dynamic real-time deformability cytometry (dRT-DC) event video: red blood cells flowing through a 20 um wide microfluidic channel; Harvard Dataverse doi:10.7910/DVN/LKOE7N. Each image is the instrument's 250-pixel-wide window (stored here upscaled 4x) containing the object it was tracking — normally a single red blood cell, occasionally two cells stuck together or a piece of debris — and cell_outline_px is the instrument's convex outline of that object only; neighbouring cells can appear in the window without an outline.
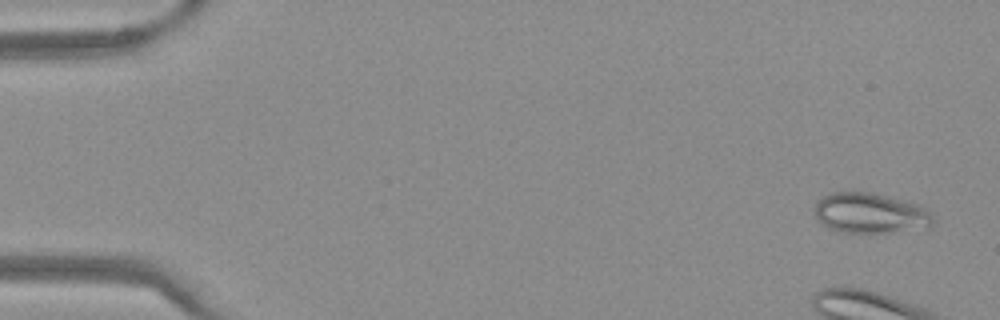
{"species": "Egyptian fruit bat (a non-hibernating species)", "species_latin": "Rousettus aegyptiacus", "temperature_condition": "warm", "stored_images_in_passage": 53, "camera_frame_rate_fps": 3000, "um_per_image_px": 0.085, "frame": {"image": 1, "passage_image": 3, "time_ms": 0.667, "image_size_px": [1000, 320], "cell_outline_px": [[936, 224], [928, 228], [892, 232], [840, 232], [828, 228], [820, 224], [816, 216], [816, 200], [832, 192], [872, 192], [904, 200], [916, 204], [924, 208], [936, 220]], "centroid_in_image_um": [73.99, 18.13], "position_along_channel_um": 11.0, "area_um2": 27.98}}
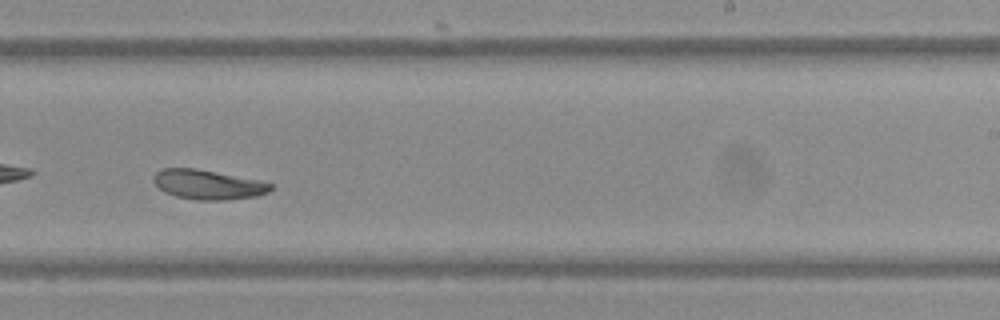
{"frame": {"image": 2, "passage_image": 34, "time_ms": 11.0, "image_size_px": [1000, 320], "cell_outline_px": [[272, 188], [268, 192], [256, 196], [224, 200], [200, 200], [176, 196], [164, 192], [152, 180], [152, 176], [160, 168], [196, 168], [260, 180], [272, 184]], "centroid_in_image_um": [17.65, 15.68], "position_along_channel_um": 271.3, "area_um2": 20.17}}
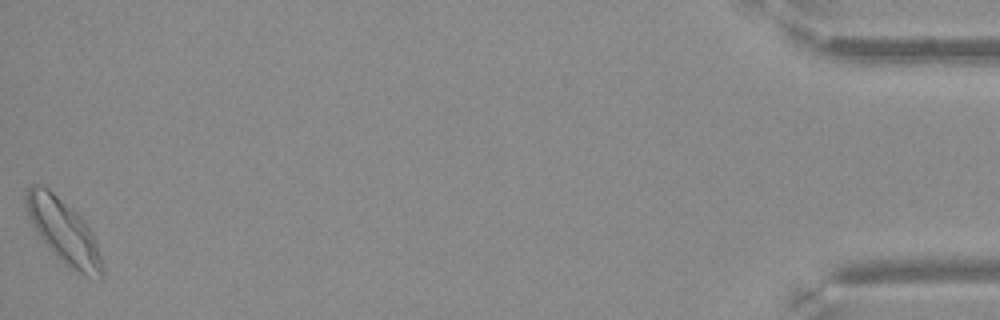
{"frame": {"image": 3, "passage_image": 53, "time_ms": 17.333, "image_size_px": [1000, 320], "cell_outline_px": [[104, 276], [100, 280], [84, 276], [64, 264], [56, 256], [36, 232], [28, 216], [24, 200], [28, 188], [32, 184], [40, 184], [48, 188], [76, 212], [84, 220], [92, 232], [100, 256], [104, 272]], "centroid_in_image_um": [5.41, 19.69], "position_along_channel_um": 429.8, "area_um2": 28.32}}